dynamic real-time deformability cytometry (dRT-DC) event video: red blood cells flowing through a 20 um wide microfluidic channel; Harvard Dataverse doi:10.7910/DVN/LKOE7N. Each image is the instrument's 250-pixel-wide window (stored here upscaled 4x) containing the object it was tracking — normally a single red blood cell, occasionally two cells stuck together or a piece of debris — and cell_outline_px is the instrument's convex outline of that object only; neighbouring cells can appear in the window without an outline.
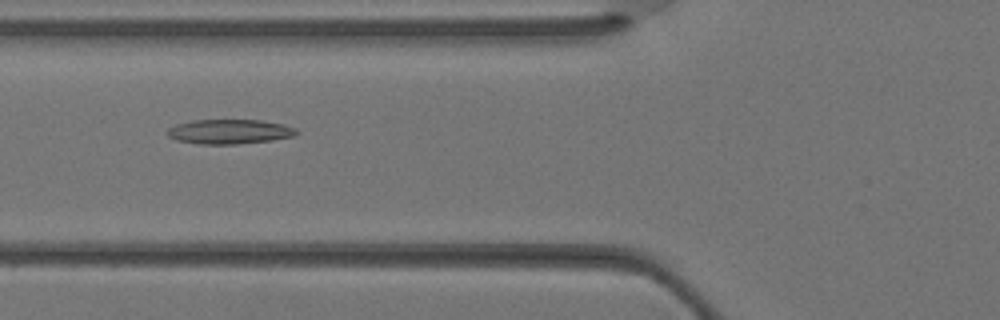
{"species": "Egyptian fruit bat (a non-hibernating species)", "species_latin": "Rousettus aegyptiacus", "temperature_condition": "warm", "stored_images_in_passage": 37, "camera_frame_rate_fps": 3000, "um_per_image_px": 0.085, "animal": {"sex": "female"}, "frame": {"image": 1, "passage_image": 14, "time_ms": 4.333, "image_size_px": [1000, 320], "cell_outline_px": [[300, 132], [296, 136], [272, 140], [236, 144], [200, 144], [176, 140], [168, 136], [168, 128], [176, 124], [192, 120], [260, 120], [284, 124], [296, 128]], "centroid_in_image_um": [19.55, 11.18], "position_along_channel_um": 106.3, "area_um2": 18.61}}
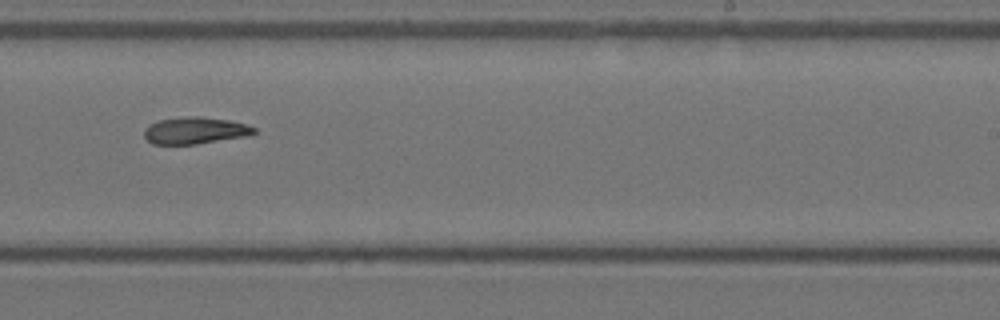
{"frame": {"image": 2, "passage_image": 23, "time_ms": 7.333, "image_size_px": [1000, 320], "cell_outline_px": [[256, 132], [252, 136], [196, 144], [152, 144], [144, 136], [144, 132], [156, 120], [184, 116], [196, 116], [228, 120], [248, 124], [256, 128]], "centroid_in_image_um": [16.65, 11.1], "position_along_channel_um": 272.3, "area_um2": 17.34}}
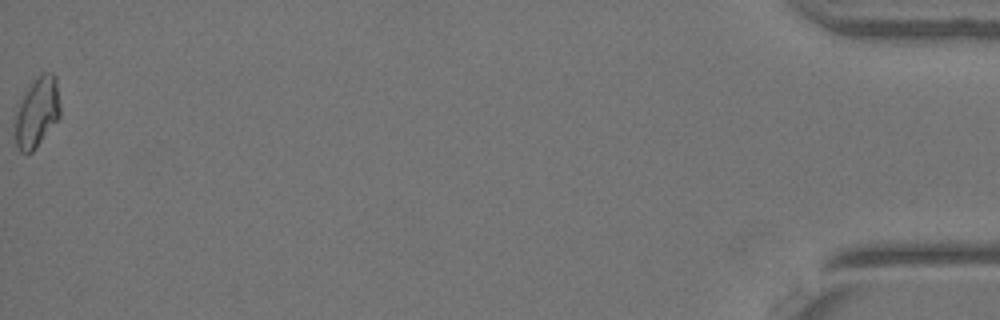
{"frame": {"image": 3, "passage_image": 37, "time_ms": 12.0, "image_size_px": [1000, 320], "cell_outline_px": [[60, 116], [32, 152], [20, 152], [16, 148], [12, 124], [12, 116], [28, 88], [44, 72], [52, 72], [56, 76], [60, 104]], "centroid_in_image_um": [3.09, 9.58], "position_along_channel_um": 432.1, "area_um2": 18.61}}